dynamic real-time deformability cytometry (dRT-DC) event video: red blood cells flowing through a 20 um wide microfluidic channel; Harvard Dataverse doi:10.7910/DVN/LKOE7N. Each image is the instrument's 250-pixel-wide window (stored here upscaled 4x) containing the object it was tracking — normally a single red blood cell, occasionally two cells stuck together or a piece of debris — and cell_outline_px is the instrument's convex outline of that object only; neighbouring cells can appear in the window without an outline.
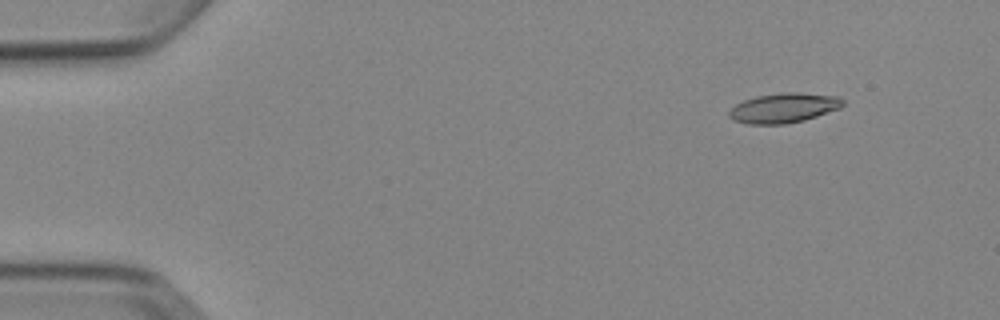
{"species": "Egyptian fruit bat (a non-hibernating species)", "species_latin": "Rousettus aegyptiacus", "temperature_condition": "cold", "stored_images_in_passage": 5, "camera_frame_rate_fps": 3000, "um_per_image_px": 0.085, "animal": {"sex": "female"}, "frame": {"image": 1, "passage_image": 1, "time_ms": 0.0, "image_size_px": [1000, 320], "cell_outline_px": [[844, 104], [840, 108], [804, 120], [784, 124], [748, 124], [732, 120], [728, 116], [728, 112], [736, 104], [744, 100], [756, 96], [784, 92], [800, 92], [840, 96], [844, 100]], "centroid_in_image_um": [66.62, 9.16], "position_along_channel_um": 18.4, "area_um2": 19.83}}
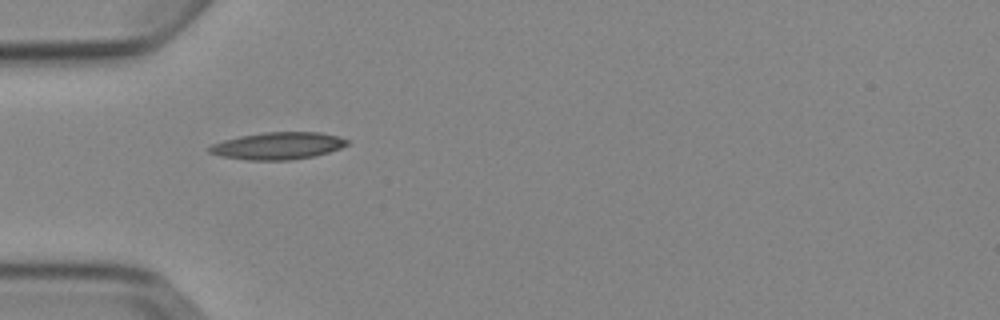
{"frame": {"image": 2, "passage_image": 4, "time_ms": 3.667, "image_size_px": [1000, 320], "cell_outline_px": [[348, 144], [340, 148], [328, 152], [312, 156], [288, 160], [248, 160], [220, 156], [208, 152], [208, 148], [212, 144], [224, 140], [240, 136], [264, 132], [320, 132], [336, 136], [348, 140]], "centroid_in_image_um": [23.59, 12.39], "position_along_channel_um": 61.4, "area_um2": 21.62}}
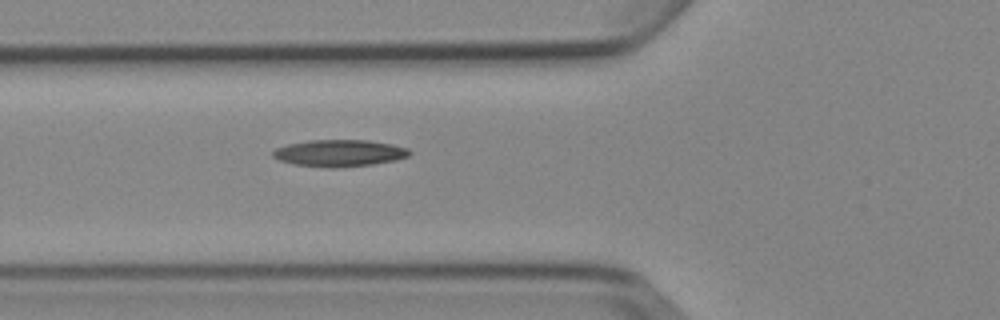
{"frame": {"image": 3, "passage_image": 5, "time_ms": 4.667, "image_size_px": [1000, 320], "cell_outline_px": [[412, 152], [408, 156], [396, 160], [372, 164], [336, 168], [328, 168], [292, 164], [280, 160], [272, 156], [272, 152], [276, 148], [288, 144], [308, 140], [368, 140], [392, 144], [408, 148]], "centroid_in_image_um": [28.84, 13.01], "position_along_channel_um": 97.0, "area_um2": 21.44}}